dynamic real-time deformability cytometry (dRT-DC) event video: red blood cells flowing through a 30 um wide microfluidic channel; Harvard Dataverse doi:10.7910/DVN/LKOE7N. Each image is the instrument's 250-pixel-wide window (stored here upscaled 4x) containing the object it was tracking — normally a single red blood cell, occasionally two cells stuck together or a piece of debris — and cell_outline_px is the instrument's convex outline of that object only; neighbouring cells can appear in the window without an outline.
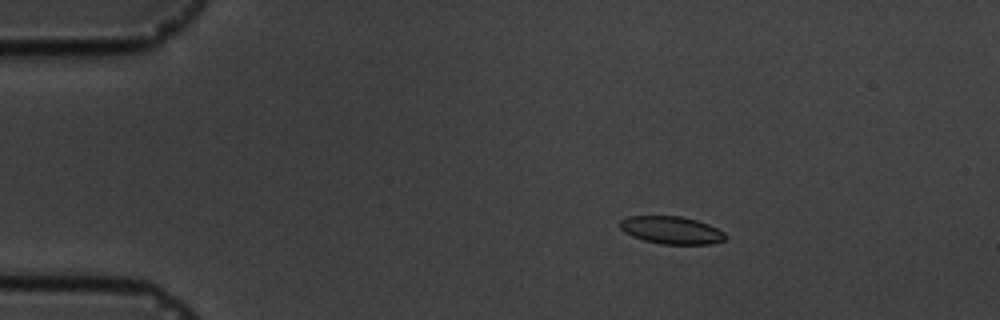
{"species": "common noctule bat (a hibernating species)", "species_latin": "Nyctalus noctula", "temperature_condition": "cold", "stored_images_in_passage": 4, "camera_frame_rate_fps": 3000, "um_per_image_px": 0.085, "animal": {"sex": "male", "body_mass_g": 19.5, "forearm_length_mm": 54.6}, "frame": {"image": 1, "passage_image": 2, "time_ms": 2.0, "image_size_px": [1000, 320], "cell_outline_px": [[728, 236], [724, 240], [712, 244], [660, 244], [644, 240], [632, 236], [624, 232], [620, 228], [620, 220], [628, 216], [680, 216], [696, 220], [708, 224], [724, 232]], "centroid_in_image_um": [57.07, 19.56], "position_along_channel_um": 27.9, "area_um2": 16.99}}